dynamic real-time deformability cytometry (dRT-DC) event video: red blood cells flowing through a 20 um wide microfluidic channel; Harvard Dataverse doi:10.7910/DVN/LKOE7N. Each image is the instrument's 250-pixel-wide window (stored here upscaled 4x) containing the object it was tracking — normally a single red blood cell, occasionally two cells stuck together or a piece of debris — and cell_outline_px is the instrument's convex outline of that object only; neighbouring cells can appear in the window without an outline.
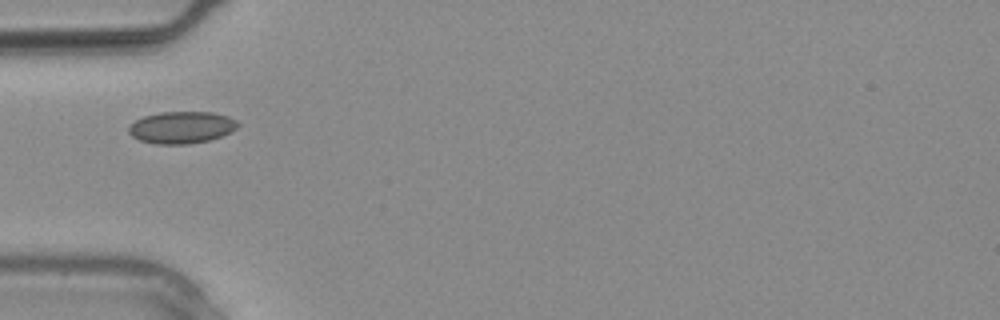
{"species": "common noctule bat (a hibernating species)", "species_latin": "Nyctalus noctula", "temperature_condition": "warm", "stored_images_in_passage": 1, "camera_frame_rate_fps": 3000, "um_per_image_px": 0.085, "animal": {"sex": "male", "body_mass_g": 20.4}, "frame": {"image": 1, "passage_image": 1, "time_ms": 0.0, "image_size_px": [1000, 320], "cell_outline_px": [[240, 124], [236, 128], [220, 136], [208, 140], [188, 144], [156, 144], [140, 140], [132, 136], [128, 132], [128, 124], [144, 116], [160, 112], [212, 112], [228, 116], [236, 120]], "centroid_in_image_um": [15.4, 10.82], "position_along_channel_um": 69.6, "area_um2": 20.29}}